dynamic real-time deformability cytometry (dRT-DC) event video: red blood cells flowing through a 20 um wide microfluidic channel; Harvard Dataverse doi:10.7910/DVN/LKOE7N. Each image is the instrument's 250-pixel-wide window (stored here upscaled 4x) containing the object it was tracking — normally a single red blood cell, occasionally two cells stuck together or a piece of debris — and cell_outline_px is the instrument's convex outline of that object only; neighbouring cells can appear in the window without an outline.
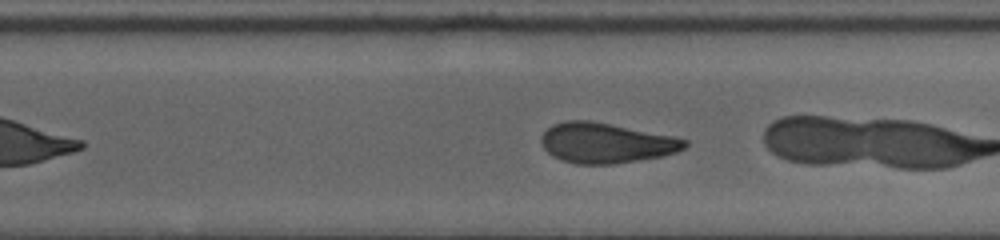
{"species": "human", "species_latin": "Homo sapiens", "temperature_condition": "cold", "stored_images_in_passage": 32, "camera_frame_rate_fps": 3000, "um_per_image_px": 0.085, "donor": {"sex": "female"}, "frame": {"image": 1, "passage_image": 23, "time_ms": 7.333, "image_size_px": [1000, 240], "cell_outline_px": [[688, 144], [684, 148], [676, 152], [664, 156], [612, 164], [576, 164], [560, 160], [552, 156], [544, 148], [540, 140], [540, 136], [552, 124], [564, 120], [588, 120], [672, 136], [688, 140]], "centroid_in_image_um": [51.47, 12.16], "position_along_channel_um": 278.3, "area_um2": 33.52}}